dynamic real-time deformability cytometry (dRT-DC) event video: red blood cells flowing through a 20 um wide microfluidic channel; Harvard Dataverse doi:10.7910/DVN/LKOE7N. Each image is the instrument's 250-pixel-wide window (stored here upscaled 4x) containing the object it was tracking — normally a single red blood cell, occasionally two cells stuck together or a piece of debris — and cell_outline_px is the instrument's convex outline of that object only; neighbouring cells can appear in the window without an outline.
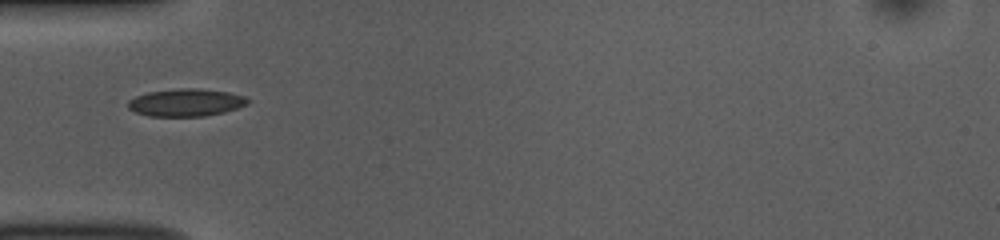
{"species": "common noctule bat (a hibernating species)", "species_latin": "Nyctalus noctula", "temperature_condition": "room temperature", "stored_images_in_passage": 37, "camera_frame_rate_fps": 3000, "um_per_image_px": 0.085, "animal": {"sex": "female", "body_mass_g": 10.0, "forearm_length_mm": 53.1}, "frame": {"image": 1, "passage_image": 1, "time_ms": 0.0, "image_size_px": [1000, 240], "cell_outline_px": [[248, 104], [224, 112], [204, 116], [148, 116], [136, 112], [128, 108], [128, 100], [136, 96], [148, 92], [180, 88], [196, 88], [228, 92], [244, 96], [248, 100]], "centroid_in_image_um": [15.78, 8.71], "position_along_channel_um": 69.2, "area_um2": 19.07}}
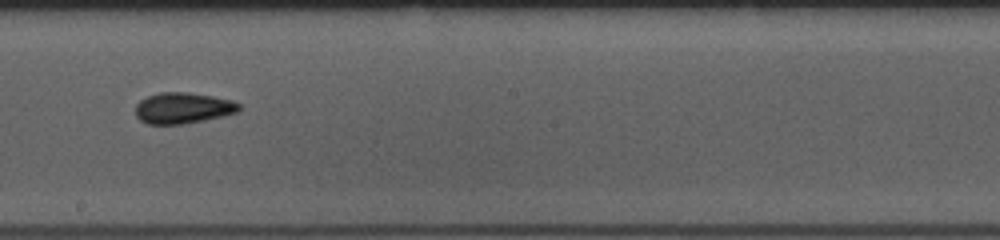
{"frame": {"image": 2, "passage_image": 14, "time_ms": 4.333, "image_size_px": [1000, 240], "cell_outline_px": [[240, 108], [236, 112], [224, 116], [184, 124], [148, 124], [140, 120], [136, 116], [136, 104], [140, 100], [148, 96], [160, 92], [184, 92], [212, 96], [232, 100], [240, 104]], "centroid_in_image_um": [15.54, 9.19], "position_along_channel_um": 232.7, "area_um2": 18.67}}
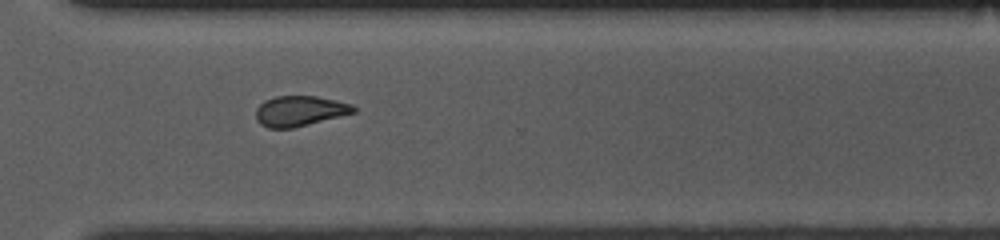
{"frame": {"image": 3, "passage_image": 23, "time_ms": 7.333, "image_size_px": [1000, 240], "cell_outline_px": [[356, 112], [292, 128], [268, 128], [260, 124], [256, 120], [256, 108], [264, 100], [276, 96], [316, 96], [336, 100], [352, 104], [356, 108]], "centroid_in_image_um": [25.46, 9.43], "position_along_channel_um": 345.1, "area_um2": 17.22}, "authors_computed_cell_mechanics": {"area_um2": 17.8602, "velocity_mm_per_s": 3.7553, "shape_relaxation_time_tau1_ms": 4.6759, "shape_relaxation_time_tau2_ms": 6.797, "deformation_change_tau1": 0.0918, "deformation_change_tau2": 0.1024}}